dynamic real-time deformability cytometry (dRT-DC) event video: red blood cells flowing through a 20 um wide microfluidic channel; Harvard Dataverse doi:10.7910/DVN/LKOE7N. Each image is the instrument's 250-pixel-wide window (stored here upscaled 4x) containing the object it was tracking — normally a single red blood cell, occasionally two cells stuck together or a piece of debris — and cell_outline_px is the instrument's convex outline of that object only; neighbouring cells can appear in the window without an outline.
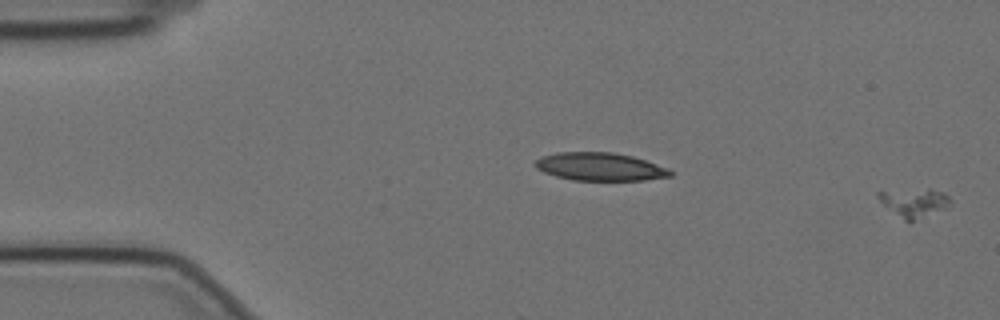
{"species": "Egyptian fruit bat (a non-hibernating species)", "species_latin": "Rousettus aegyptiacus", "temperature_condition": "cold", "stored_images_in_passage": 58, "camera_frame_rate_fps": 3000, "um_per_image_px": 0.085, "animal": {"sex": "female"}, "frame": {"image": 1, "passage_image": 1, "time_ms": 0.0, "image_size_px": [1000, 320], "cell_outline_px": [[952, 200], [944, 208], [912, 220], [904, 220], [884, 204], [876, 196], [876, 192], [928, 188], [944, 192]], "centroid_in_image_um": [77.7, 17.17], "position_along_channel_um": 7.3, "area_um2": 11.5}}
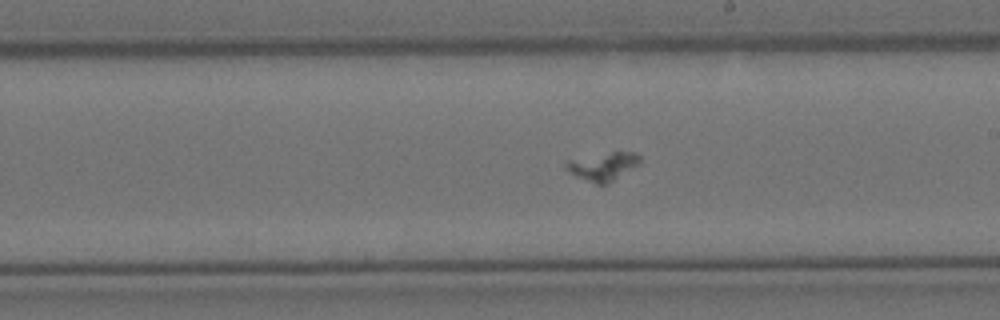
{"frame": {"image": 2, "passage_image": 33, "time_ms": 10.667, "image_size_px": [1000, 320], "cell_outline_px": [[640, 164], [608, 184], [596, 184], [572, 172], [564, 164], [568, 160], [612, 152], [636, 152], [640, 156]], "centroid_in_image_um": [51.35, 14.13], "position_along_channel_um": 237.7, "area_um2": 11.68}}
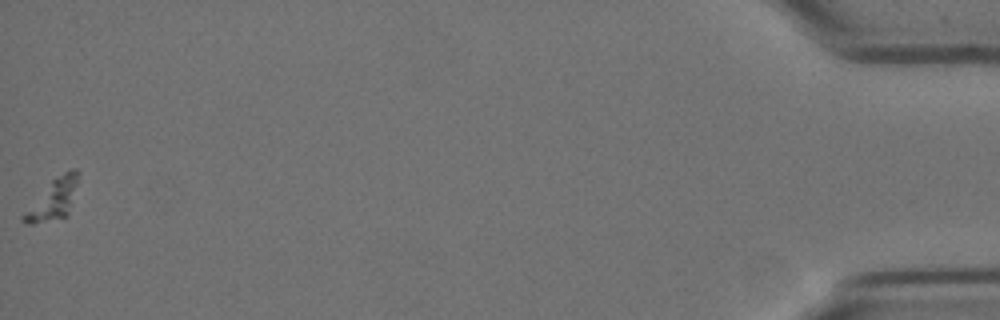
{"frame": {"image": 3, "passage_image": 58, "time_ms": 19.0, "image_size_px": [1000, 320], "cell_outline_px": [[80, 172], [68, 216], [32, 224], [24, 224], [20, 220], [20, 216], [52, 180], [64, 172], [72, 168], [76, 168]], "centroid_in_image_um": [4.52, 16.95], "position_along_channel_um": 430.7, "area_um2": 12.77}}